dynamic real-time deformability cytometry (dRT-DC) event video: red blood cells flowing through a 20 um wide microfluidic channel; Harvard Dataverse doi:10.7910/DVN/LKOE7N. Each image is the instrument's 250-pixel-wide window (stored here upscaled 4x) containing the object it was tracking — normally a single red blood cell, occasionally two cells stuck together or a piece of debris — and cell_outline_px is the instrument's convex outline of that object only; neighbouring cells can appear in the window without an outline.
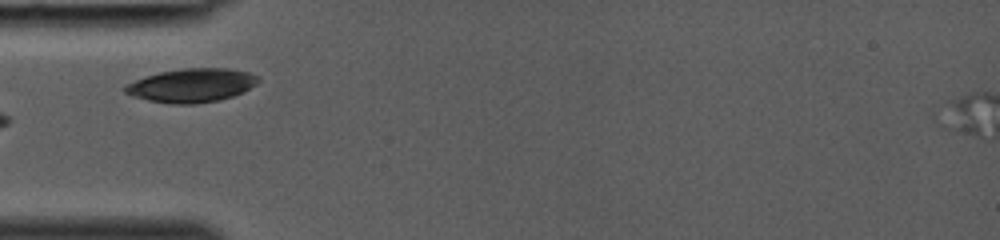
{"species": "common noctule bat (a hibernating species)", "species_latin": "Nyctalus noctula", "temperature_condition": "room temperature", "stored_images_in_passage": 23, "camera_frame_rate_fps": 3000, "um_per_image_px": 0.085, "animal": {"sex": "female", "body_mass_g": 19.0, "forearm_length_mm": 53.3}, "frame": {"image": 1, "passage_image": 7, "time_ms": 2.0, "image_size_px": [1000, 240], "cell_outline_px": [[260, 80], [256, 84], [244, 92], [220, 100], [196, 104], [172, 104], [148, 100], [132, 96], [124, 92], [124, 84], [160, 72], [184, 68], [228, 68], [248, 72], [260, 76]], "centroid_in_image_um": [16.32, 7.26], "position_along_channel_um": 68.7, "area_um2": 26.24}}
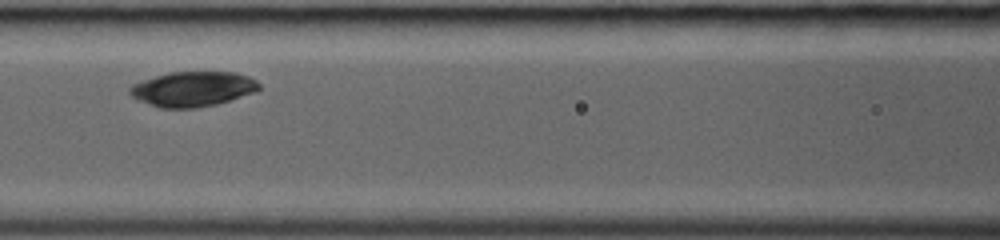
{"frame": {"image": 2, "passage_image": 10, "time_ms": 3.0, "image_size_px": [1000, 240], "cell_outline_px": [[260, 88], [252, 92], [216, 104], [196, 108], [160, 108], [140, 100], [132, 96], [128, 92], [128, 88], [132, 84], [140, 80], [172, 72], [236, 72], [248, 76], [256, 80], [260, 84]], "centroid_in_image_um": [16.35, 7.55], "position_along_channel_um": 150.3, "area_um2": 26.13}}
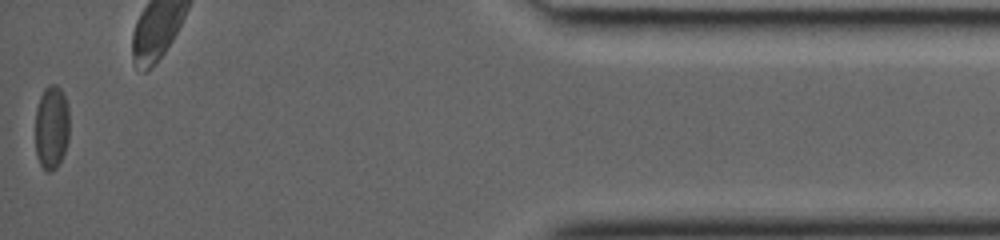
{"frame": {"image": 3, "passage_image": 23, "time_ms": 7.333, "image_size_px": [1000, 240], "cell_outline_px": [[68, 140], [64, 152], [56, 168], [52, 172], [48, 172], [40, 164], [36, 156], [36, 108], [40, 96], [44, 88], [48, 84], [56, 84], [60, 88], [64, 96], [68, 108]], "centroid_in_image_um": [4.37, 10.81], "position_along_channel_um": 430.8, "area_um2": 16.65}}